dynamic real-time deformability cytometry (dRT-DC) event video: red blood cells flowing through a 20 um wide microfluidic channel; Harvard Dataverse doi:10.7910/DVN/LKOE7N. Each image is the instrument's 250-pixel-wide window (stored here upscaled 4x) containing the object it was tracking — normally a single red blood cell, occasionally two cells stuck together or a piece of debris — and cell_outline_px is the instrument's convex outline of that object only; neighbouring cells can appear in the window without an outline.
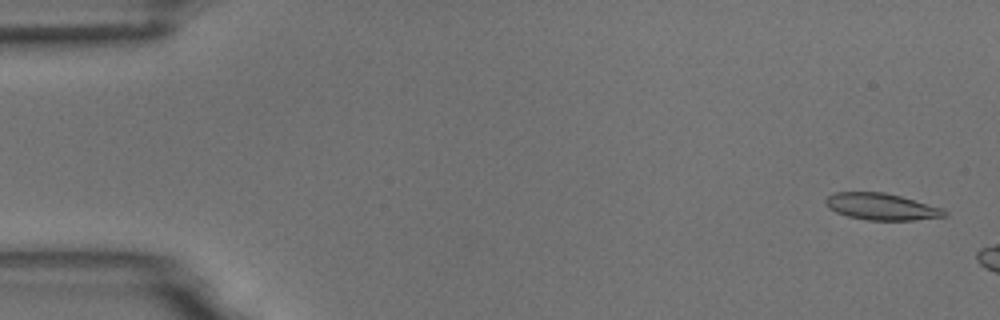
{"species": "common noctule bat (a hibernating species)", "species_latin": "Nyctalus noctula", "temperature_condition": "room temperature", "stored_images_in_passage": 8, "camera_frame_rate_fps": 3000, "um_per_image_px": 0.085, "animal": {"sex": "male", "body_mass_g": 18.8}, "frame": {"image": 1, "passage_image": 2, "time_ms": 0.333, "image_size_px": [1000, 320], "cell_outline_px": [[948, 216], [912, 220], [868, 220], [848, 216], [836, 212], [828, 208], [824, 200], [828, 196], [836, 192], [884, 192], [900, 196], [944, 208], [948, 212]], "centroid_in_image_um": [74.95, 17.56], "position_along_channel_um": 10.1, "area_um2": 18.5}}